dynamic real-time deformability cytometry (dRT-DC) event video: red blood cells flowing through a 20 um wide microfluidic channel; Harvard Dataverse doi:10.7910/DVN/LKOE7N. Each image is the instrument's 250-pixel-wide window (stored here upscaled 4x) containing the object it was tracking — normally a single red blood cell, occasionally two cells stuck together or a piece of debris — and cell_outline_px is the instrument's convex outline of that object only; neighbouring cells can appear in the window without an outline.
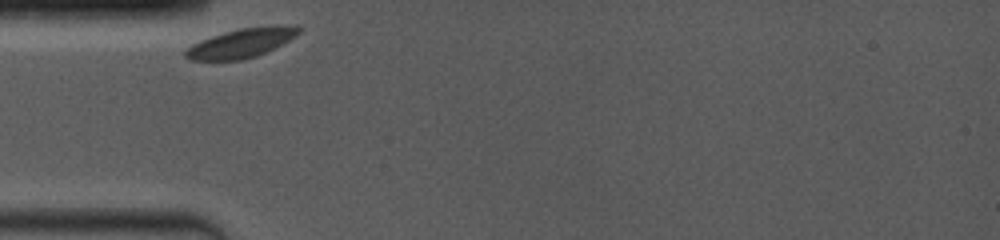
{"species": "common noctule bat (a hibernating species)", "species_latin": "Nyctalus noctula", "temperature_condition": "room temperature", "stored_images_in_passage": 39, "camera_frame_rate_fps": 4000, "um_per_image_px": 0.085, "animal": {"sex": "female", "body_mass_g": 19.0, "forearm_length_mm": 53.3}, "frame": {"image": 1, "passage_image": 1, "time_ms": 0.0, "image_size_px": [1000, 240], "cell_outline_px": [[304, 28], [296, 36], [256, 56], [244, 60], [188, 60], [184, 56], [184, 52], [192, 44], [200, 40], [224, 32], [240, 28], [280, 24], [296, 24]], "centroid_in_image_um": [20.55, 3.63], "position_along_channel_um": 64.4, "area_um2": 19.42}}
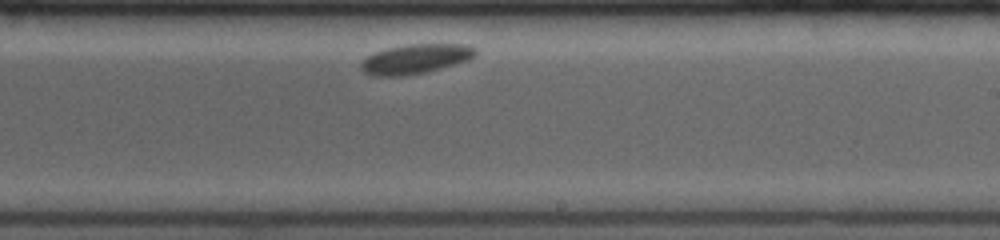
{"frame": {"image": 2, "passage_image": 23, "time_ms": 5.5, "image_size_px": [1000, 240], "cell_outline_px": [[476, 52], [468, 60], [440, 68], [424, 72], [404, 76], [372, 76], [364, 72], [360, 68], [360, 60], [376, 52], [388, 48], [408, 44], [468, 44], [476, 48]], "centroid_in_image_um": [35.28, 5.01], "position_along_channel_um": 253.7, "area_um2": 19.65}}
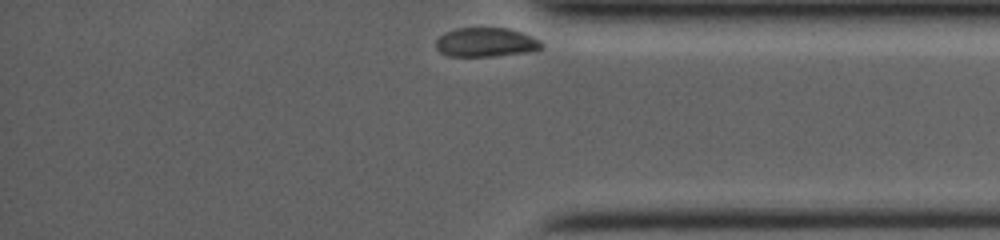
{"frame": {"image": 3, "passage_image": 39, "time_ms": 9.5, "image_size_px": [1000, 240], "cell_outline_px": [[544, 44], [536, 52], [492, 56], [448, 56], [440, 52], [436, 48], [436, 40], [444, 32], [456, 28], [508, 28], [532, 36], [540, 40]], "centroid_in_image_um": [41.32, 3.6], "position_along_channel_um": 393.9, "area_um2": 18.15}, "authors_computed_cell_mechanics": {"area_um2": 19.652, "velocity_mm_per_s": 3.4748, "shape_relaxation_time_tau1_ms": 1.775, "shape_relaxation_time_tau2_ms": null, "deformation_change_tau1": 0.037, "deformation_change_tau2": null}}